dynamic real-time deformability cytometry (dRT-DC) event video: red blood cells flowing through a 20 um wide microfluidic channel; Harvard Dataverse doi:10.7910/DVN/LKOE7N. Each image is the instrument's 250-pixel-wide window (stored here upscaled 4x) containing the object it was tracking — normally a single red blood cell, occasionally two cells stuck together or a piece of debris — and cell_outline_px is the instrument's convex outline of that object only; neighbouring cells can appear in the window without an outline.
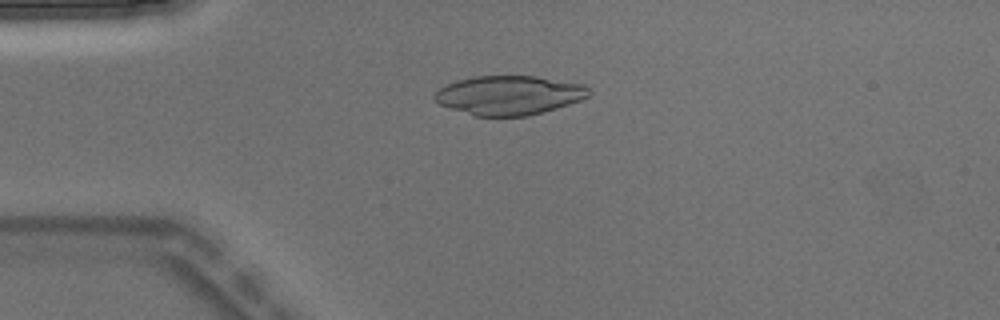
{"species": "Egyptian fruit bat (a non-hibernating species)", "species_latin": "Rousettus aegyptiacus", "temperature_condition": "warm", "stored_images_in_passage": 6, "camera_frame_rate_fps": 3000, "um_per_image_px": 0.085, "animal": {"sex": "male"}, "frame": {"image": 1, "passage_image": 4, "time_ms": 1.0, "image_size_px": [1000, 320], "cell_outline_px": [[592, 92], [588, 96], [580, 100], [556, 108], [528, 116], [472, 116], [440, 104], [432, 96], [440, 88], [448, 84], [460, 80], [476, 76], [536, 76], [584, 84]], "centroid_in_image_um": [43.29, 8.1], "position_along_channel_um": 41.7, "area_um2": 35.03}}